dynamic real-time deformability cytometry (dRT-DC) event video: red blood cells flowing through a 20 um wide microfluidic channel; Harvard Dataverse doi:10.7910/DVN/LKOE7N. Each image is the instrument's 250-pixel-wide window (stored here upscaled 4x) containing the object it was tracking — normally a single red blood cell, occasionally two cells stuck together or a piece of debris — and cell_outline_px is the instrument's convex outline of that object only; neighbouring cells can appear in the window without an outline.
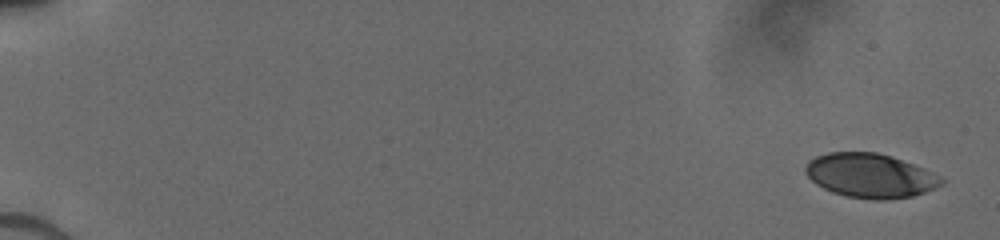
{"species": "human", "species_latin": "Homo sapiens", "temperature_condition": "cold", "stored_images_in_passage": 7, "camera_frame_rate_fps": 3000, "um_per_image_px": 0.085, "donor": {"sex": "male"}, "frame": {"image": 1, "passage_image": 1, "time_ms": 0.0, "image_size_px": [1000, 240], "cell_outline_px": [[948, 180], [944, 184], [924, 192], [912, 196], [884, 200], [848, 196], [832, 192], [816, 184], [804, 172], [804, 168], [808, 160], [816, 156], [828, 152], [876, 152], [892, 156], [924, 168]], "centroid_in_image_um": [73.98, 14.91], "position_along_channel_um": 11.0, "area_um2": 35.03}}
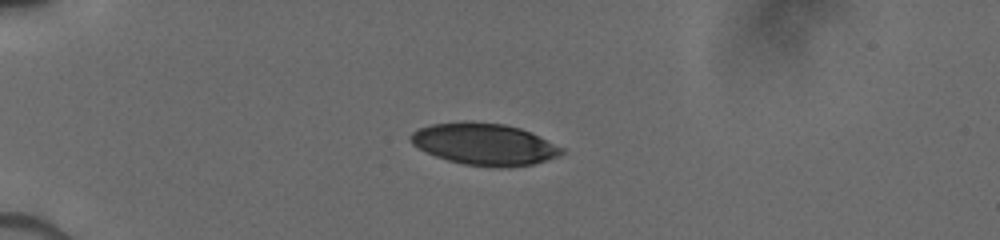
{"frame": {"image": 2, "passage_image": 6, "time_ms": 4.333, "image_size_px": [1000, 240], "cell_outline_px": [[564, 152], [556, 156], [532, 164], [508, 168], [496, 168], [464, 164], [448, 160], [436, 156], [412, 144], [408, 136], [412, 132], [420, 128], [432, 124], [504, 124], [520, 128], [564, 148]], "centroid_in_image_um": [41.18, 12.3], "position_along_channel_um": 43.8, "area_um2": 35.6}}